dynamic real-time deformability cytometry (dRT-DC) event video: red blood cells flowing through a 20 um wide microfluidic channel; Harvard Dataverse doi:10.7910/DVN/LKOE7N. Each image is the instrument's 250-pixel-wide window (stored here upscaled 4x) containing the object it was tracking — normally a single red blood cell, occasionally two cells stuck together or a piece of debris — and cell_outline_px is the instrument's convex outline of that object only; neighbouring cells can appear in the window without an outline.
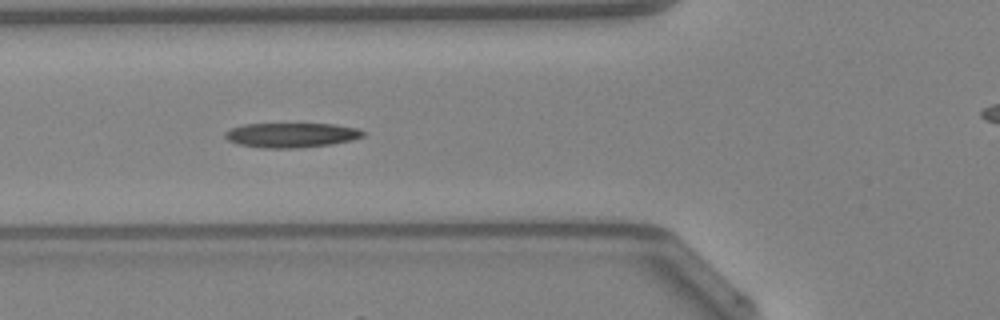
{"species": "Egyptian fruit bat (a non-hibernating species)", "species_latin": "Rousettus aegyptiacus", "temperature_condition": "warm", "stored_images_in_passage": 20, "camera_frame_rate_fps": 3000, "um_per_image_px": 0.085, "animal": {"sex": "female"}, "frame": {"image": 1, "passage_image": 6, "time_ms": 1.667, "image_size_px": [1000, 320], "cell_outline_px": [[364, 136], [352, 140], [332, 144], [296, 148], [260, 148], [240, 144], [228, 140], [224, 136], [224, 132], [228, 128], [244, 124], [332, 124], [356, 128], [364, 132]], "centroid_in_image_um": [24.72, 11.48], "position_along_channel_um": 101.1, "area_um2": 19.83}}